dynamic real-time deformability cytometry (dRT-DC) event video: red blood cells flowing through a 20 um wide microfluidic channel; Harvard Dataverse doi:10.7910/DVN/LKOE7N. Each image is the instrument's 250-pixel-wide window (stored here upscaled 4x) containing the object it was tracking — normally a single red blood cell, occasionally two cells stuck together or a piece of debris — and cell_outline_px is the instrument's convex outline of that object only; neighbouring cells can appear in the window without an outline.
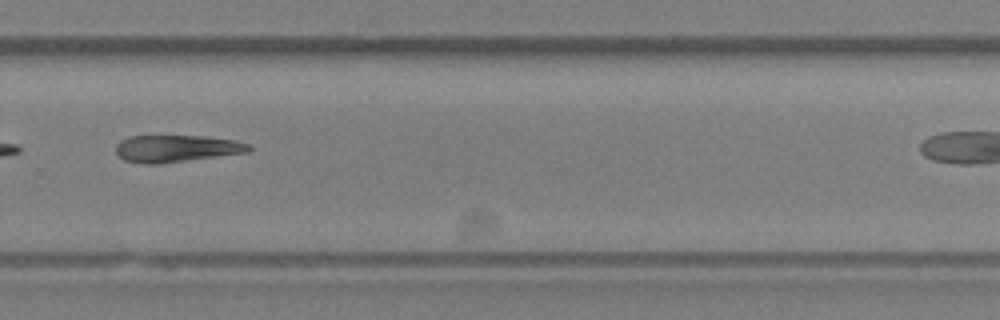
{"species": "Egyptian fruit bat (a non-hibernating species)", "species_latin": "Rousettus aegyptiacus", "temperature_condition": "room temperature", "stored_images_in_passage": 27, "camera_frame_rate_fps": 3000, "um_per_image_px": 0.085, "animal": {"sex": "female"}, "frame": {"image": 1, "passage_image": 20, "time_ms": 6.333, "image_size_px": [1000, 320], "cell_outline_px": [[252, 148], [248, 152], [160, 164], [144, 164], [124, 160], [116, 152], [116, 144], [120, 140], [128, 136], [204, 136], [232, 140], [248, 144]], "centroid_in_image_um": [14.95, 12.63], "position_along_channel_um": 314.8, "area_um2": 20.87}}